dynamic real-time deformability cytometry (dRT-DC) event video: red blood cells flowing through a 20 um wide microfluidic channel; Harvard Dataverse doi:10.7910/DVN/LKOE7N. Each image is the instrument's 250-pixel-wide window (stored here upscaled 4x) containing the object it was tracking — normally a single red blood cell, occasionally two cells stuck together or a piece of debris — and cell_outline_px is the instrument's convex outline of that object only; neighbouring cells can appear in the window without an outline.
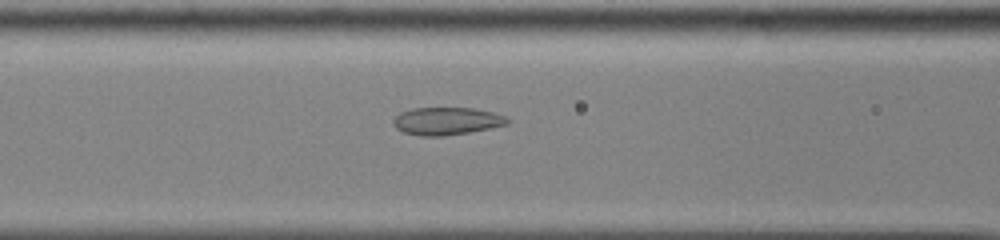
{"species": "common noctule bat (a hibernating species)", "species_latin": "Nyctalus noctula", "temperature_condition": "cold", "stored_images_in_passage": 51, "camera_frame_rate_fps": 3000, "um_per_image_px": 0.085, "animal": {"sex": "male", "body_mass_g": 13.0, "forearm_length_mm": 53.1}, "frame": {"image": 1, "passage_image": 21, "time_ms": 6.667, "image_size_px": [1000, 240], "cell_outline_px": [[512, 120], [508, 124], [468, 132], [444, 136], [420, 136], [404, 132], [396, 128], [392, 120], [400, 112], [412, 108], [472, 108], [492, 112], [508, 116]], "centroid_in_image_um": [37.98, 10.28], "position_along_channel_um": 128.6, "area_um2": 18.38}}
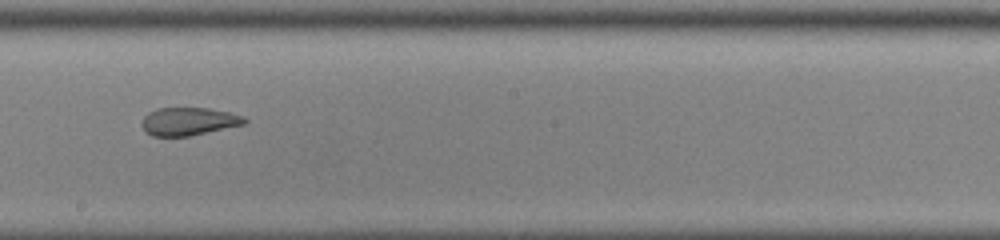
{"frame": {"image": 2, "passage_image": 29, "time_ms": 9.333, "image_size_px": [1000, 240], "cell_outline_px": [[248, 120], [244, 124], [188, 136], [152, 136], [144, 132], [140, 124], [144, 116], [148, 112], [156, 108], [208, 108], [228, 112], [244, 116]], "centroid_in_image_um": [15.98, 10.31], "position_along_channel_um": 232.2, "area_um2": 16.76}}
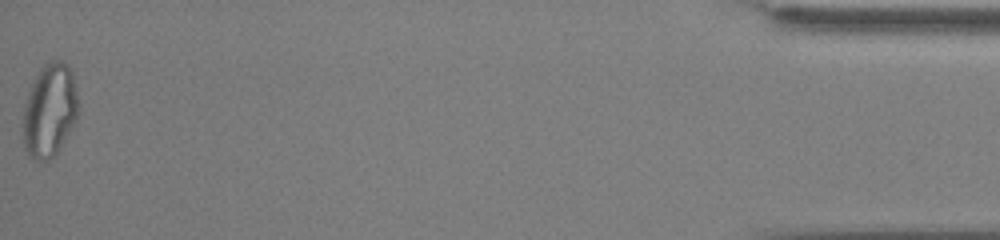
{"frame": {"image": 3, "passage_image": 51, "time_ms": 16.667, "image_size_px": [1000, 240], "cell_outline_px": [[80, 112], [76, 120], [56, 152], [48, 160], [36, 160], [28, 156], [24, 144], [24, 108], [28, 92], [40, 68], [44, 64], [52, 60], [64, 60], [68, 64], [72, 72], [80, 104]], "centroid_in_image_um": [4.25, 9.33], "position_along_channel_um": 430.9, "area_um2": 30.0}, "authors_computed_cell_mechanics": {"area_um2": 22.1952, "velocity_mm_per_s": 3.8877, "shape_relaxation_time_tau1_ms": null, "shape_relaxation_time_tau2_ms": 1.4339, "deformation_change_tau1": null, "deformation_change_tau2": 0.0633}}